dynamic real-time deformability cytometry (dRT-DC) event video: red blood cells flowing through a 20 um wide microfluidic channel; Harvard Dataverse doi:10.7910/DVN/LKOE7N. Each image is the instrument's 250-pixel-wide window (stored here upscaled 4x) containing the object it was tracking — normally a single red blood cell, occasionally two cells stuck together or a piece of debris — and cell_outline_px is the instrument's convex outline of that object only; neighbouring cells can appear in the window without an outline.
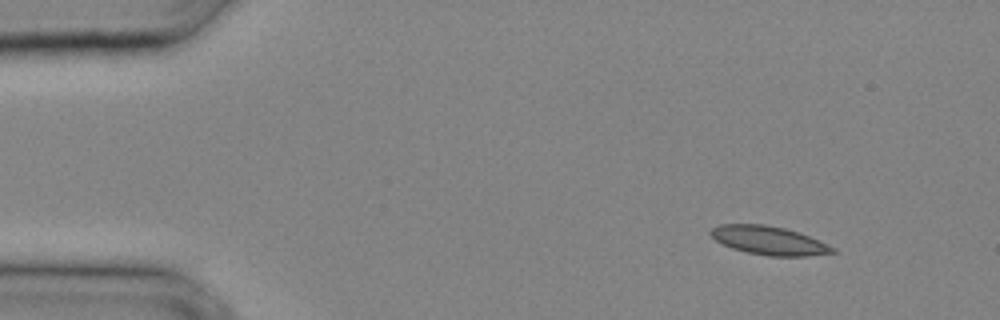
{"species": "common noctule bat (a hibernating species)", "species_latin": "Nyctalus noctula", "temperature_condition": "cold", "stored_images_in_passage": 28, "camera_frame_rate_fps": 3000, "um_per_image_px": 0.085, "animal": {"sex": "male", "body_mass_g": 20.4}, "frame": {"image": 1, "passage_image": 1, "time_ms": 0.0, "image_size_px": [1000, 320], "cell_outline_px": [[836, 252], [808, 256], [768, 256], [748, 252], [732, 248], [716, 240], [708, 232], [712, 228], [720, 224], [764, 224], [784, 228], [808, 236], [836, 248]], "centroid_in_image_um": [65.35, 20.44], "position_along_channel_um": 19.7, "area_um2": 20.06}}
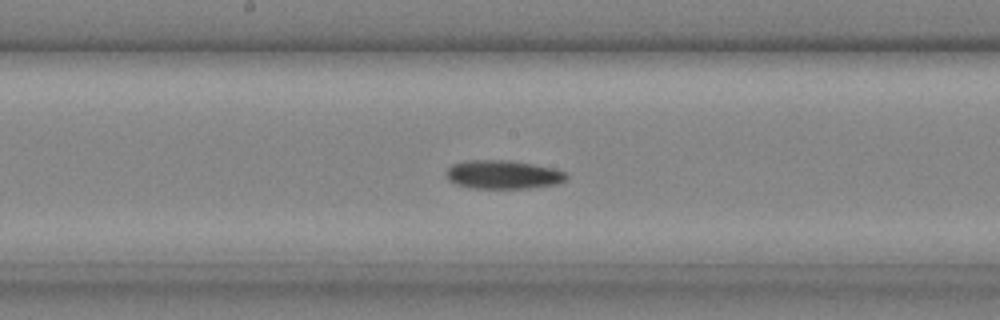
{"frame": {"image": 2, "passage_image": 14, "time_ms": 4.333, "image_size_px": [1000, 320], "cell_outline_px": [[568, 180], [556, 184], [528, 188], [468, 188], [456, 184], [448, 180], [444, 176], [444, 172], [452, 164], [464, 160], [508, 160], [532, 164], [552, 168], [564, 172], [568, 176]], "centroid_in_image_um": [42.7, 14.84], "position_along_channel_um": 205.5, "area_um2": 20.23}}
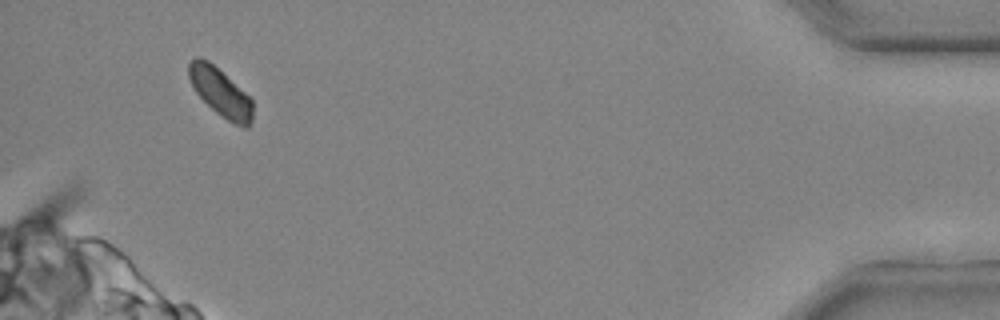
{"frame": {"image": 3, "passage_image": 27, "time_ms": 8.667, "image_size_px": [1000, 320], "cell_outline_px": [[252, 120], [248, 128], [244, 128], [228, 120], [216, 112], [196, 92], [188, 76], [188, 64], [196, 56], [200, 56], [208, 60], [244, 92], [252, 100]], "centroid_in_image_um": [18.73, 7.84], "position_along_channel_um": 416.5, "area_um2": 17.51}}